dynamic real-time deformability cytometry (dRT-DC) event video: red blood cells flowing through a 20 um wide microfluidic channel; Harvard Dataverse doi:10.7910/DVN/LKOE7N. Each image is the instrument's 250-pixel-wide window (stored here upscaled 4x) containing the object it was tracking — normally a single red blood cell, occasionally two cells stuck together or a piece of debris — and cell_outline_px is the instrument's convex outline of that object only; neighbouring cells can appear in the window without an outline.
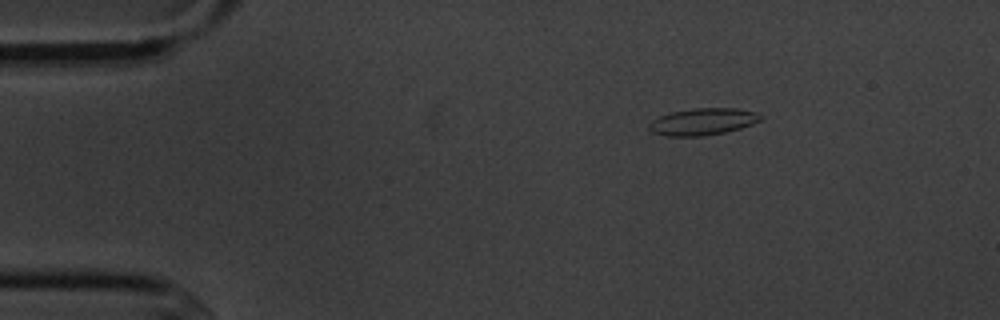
{"species": "common noctule bat (a hibernating species)", "species_latin": "Nyctalus noctula", "temperature_condition": "cold", "stored_images_in_passage": 2, "camera_frame_rate_fps": 3000, "um_per_image_px": 0.085, "animal": {"sex": "male", "body_mass_g": 20.1, "forearm_length_mm": 53.5}, "frame": {"image": 1, "passage_image": 1, "time_ms": 0.0, "image_size_px": [1000, 320], "cell_outline_px": [[764, 116], [760, 120], [752, 124], [740, 128], [724, 132], [704, 136], [664, 136], [652, 132], [648, 128], [648, 124], [652, 120], [660, 116], [672, 112], [692, 108], [736, 108], [756, 112]], "centroid_in_image_um": [59.72, 10.34], "position_along_channel_um": 25.3, "area_um2": 17.51}}